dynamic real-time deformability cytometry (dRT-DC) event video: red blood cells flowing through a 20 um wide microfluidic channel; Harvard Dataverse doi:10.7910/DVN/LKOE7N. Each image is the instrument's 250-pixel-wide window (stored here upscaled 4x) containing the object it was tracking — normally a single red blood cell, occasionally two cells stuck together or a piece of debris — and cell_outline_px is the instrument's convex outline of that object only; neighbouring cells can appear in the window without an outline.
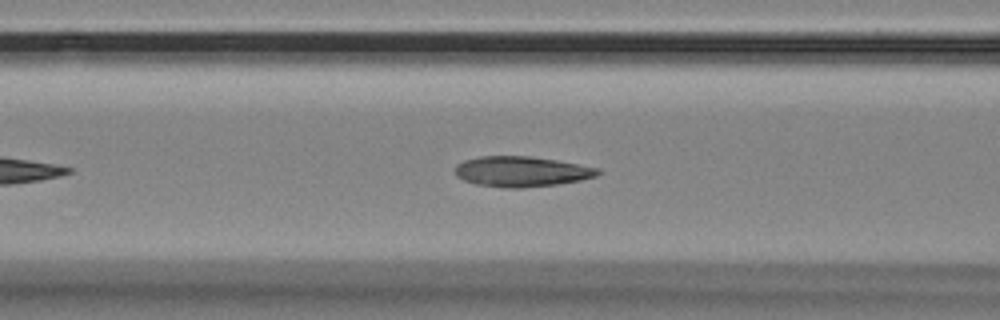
{"species": "Egyptian fruit bat (a non-hibernating species)", "species_latin": "Rousettus aegyptiacus", "temperature_condition": "room temperature", "stored_images_in_passage": 32, "camera_frame_rate_fps": 3000, "um_per_image_px": 0.085, "animal": {"sex": "female"}, "frame": {"image": 1, "passage_image": 11, "time_ms": 3.333, "image_size_px": [1000, 320], "cell_outline_px": [[604, 172], [596, 176], [580, 180], [556, 184], [524, 188], [504, 188], [476, 184], [464, 180], [456, 176], [456, 164], [464, 160], [480, 156], [528, 156], [556, 160], [600, 168]], "centroid_in_image_um": [44.34, 14.58], "position_along_channel_um": 122.3, "area_um2": 25.32}}
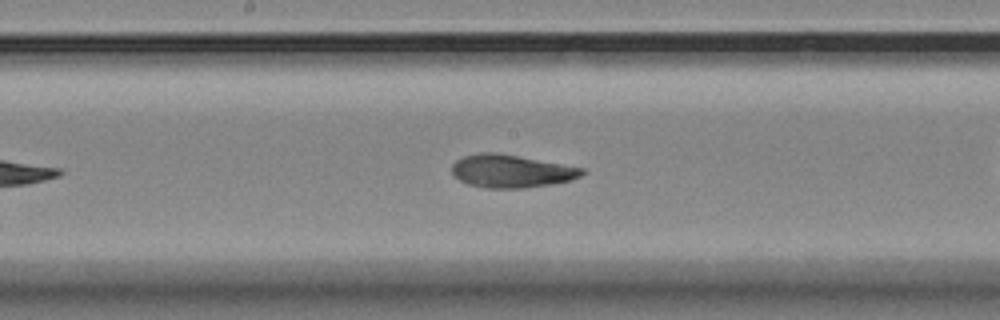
{"frame": {"image": 2, "passage_image": 18, "time_ms": 5.667, "image_size_px": [1000, 320], "cell_outline_px": [[588, 172], [572, 180], [552, 184], [524, 188], [488, 188], [468, 184], [460, 180], [452, 172], [452, 164], [456, 160], [464, 156], [480, 152], [500, 152], [584, 168]], "centroid_in_image_um": [43.49, 14.53], "position_along_channel_um": 204.7, "area_um2": 25.14}}
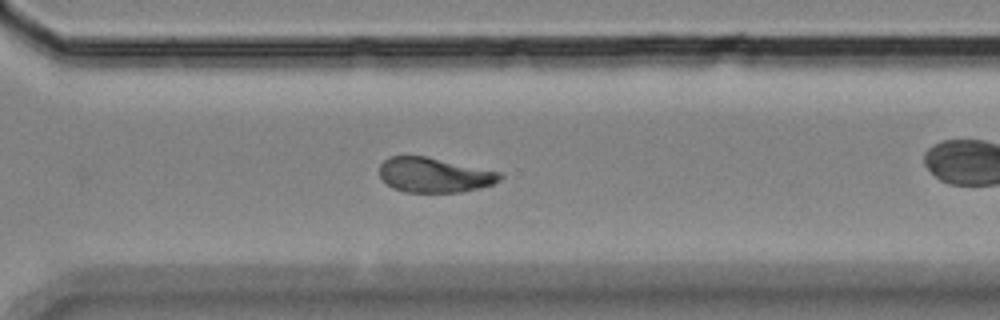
{"frame": {"image": 3, "passage_image": 29, "time_ms": 9.333, "image_size_px": [1000, 320], "cell_outline_px": [[504, 176], [500, 180], [492, 184], [480, 188], [464, 192], [404, 192], [392, 188], [380, 176], [380, 164], [388, 156], [424, 156], [500, 172]], "centroid_in_image_um": [36.91, 14.88], "position_along_channel_um": 333.7, "area_um2": 24.33}, "authors_computed_cell_mechanics": {"area_um2": 25.1141, "velocity_mm_per_s": 3.5265, "shape_relaxation_time_tau1_ms": 6.0462, "shape_relaxation_time_tau2_ms": 2.4152, "deformation_change_tau1": 0.1742, "deformation_change_tau2": 0.0754}}